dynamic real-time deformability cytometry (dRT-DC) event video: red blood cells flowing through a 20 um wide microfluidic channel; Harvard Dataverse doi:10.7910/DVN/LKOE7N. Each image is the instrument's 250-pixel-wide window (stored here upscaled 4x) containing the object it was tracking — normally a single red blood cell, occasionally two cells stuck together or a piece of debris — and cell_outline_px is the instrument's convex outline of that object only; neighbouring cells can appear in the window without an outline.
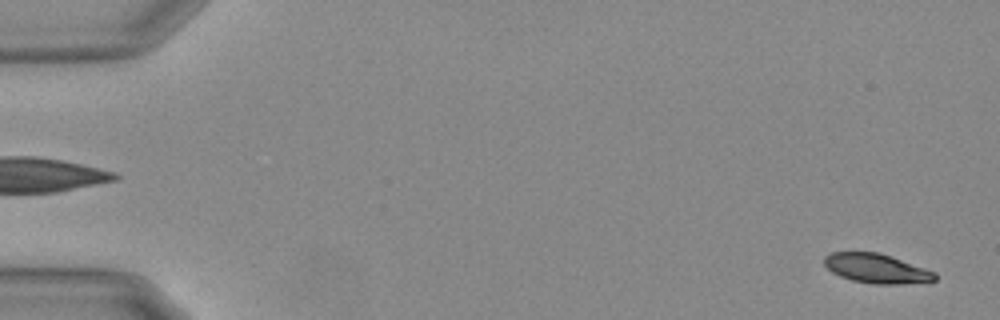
{"species": "Egyptian fruit bat (a non-hibernating species)", "species_latin": "Rousettus aegyptiacus", "temperature_condition": "warm", "stored_images_in_passage": 21, "camera_frame_rate_fps": 3000, "um_per_image_px": 0.085, "animal": {"sex": "female"}, "frame": {"image": 1, "passage_image": 2, "time_ms": 0.333, "image_size_px": [1000, 320], "cell_outline_px": [[936, 280], [900, 284], [876, 284], [852, 280], [840, 276], [832, 272], [824, 264], [824, 256], [832, 252], [880, 252], [936, 272]], "centroid_in_image_um": [74.49, 22.81], "position_along_channel_um": 10.5, "area_um2": 18.84}}
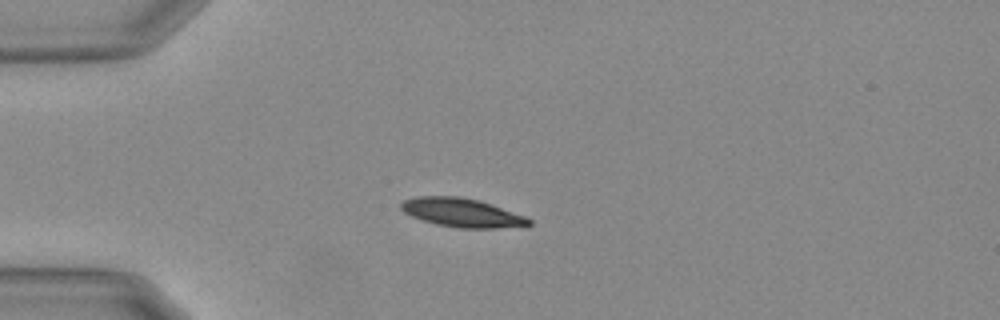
{"frame": {"image": 2, "passage_image": 15, "time_ms": 4.667, "image_size_px": [1000, 320], "cell_outline_px": [[532, 224], [496, 228], [460, 228], [436, 224], [412, 216], [404, 212], [400, 208], [400, 204], [404, 200], [416, 196], [460, 196], [476, 200], [524, 216], [532, 220]], "centroid_in_image_um": [39.2, 18.07], "position_along_channel_um": 45.8, "area_um2": 20.92}}
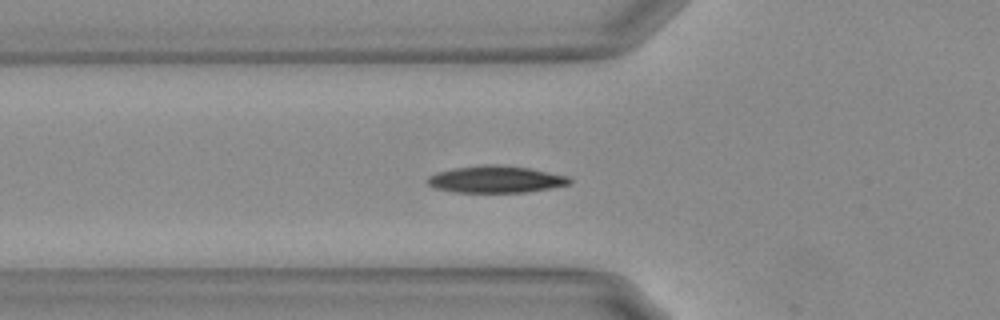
{"frame": {"image": 3, "passage_image": 20, "time_ms": 6.333, "image_size_px": [1000, 320], "cell_outline_px": [[572, 184], [524, 192], [456, 192], [436, 188], [428, 184], [428, 176], [436, 172], [456, 168], [484, 164], [496, 164], [528, 168], [568, 176], [572, 180]], "centroid_in_image_um": [42.15, 15.24], "position_along_channel_um": 83.7, "area_um2": 22.08}}